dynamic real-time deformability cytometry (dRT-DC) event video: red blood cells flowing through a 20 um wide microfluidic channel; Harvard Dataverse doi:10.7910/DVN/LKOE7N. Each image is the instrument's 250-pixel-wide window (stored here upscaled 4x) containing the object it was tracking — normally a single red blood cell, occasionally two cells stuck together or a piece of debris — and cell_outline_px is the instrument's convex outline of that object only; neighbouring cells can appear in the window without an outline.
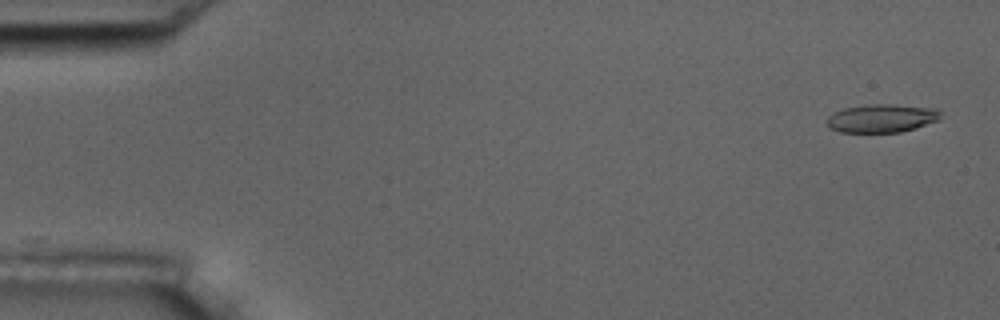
{"species": "common noctule bat (a hibernating species)", "species_latin": "Nyctalus noctula", "temperature_condition": "room temperature", "stored_images_in_passage": 5, "camera_frame_rate_fps": 3000, "um_per_image_px": 0.085, "animal": {"sex": "male", "body_mass_g": 17.5, "forearm_length_mm": 52.3}, "frame": {"image": 1, "passage_image": 1, "time_ms": 0.0, "image_size_px": [1000, 320], "cell_outline_px": [[940, 120], [916, 128], [900, 132], [840, 132], [828, 128], [828, 116], [832, 112], [844, 108], [868, 104], [896, 104], [936, 108], [940, 112]], "centroid_in_image_um": [74.95, 10.04], "position_along_channel_um": 10.0, "area_um2": 18.96}}
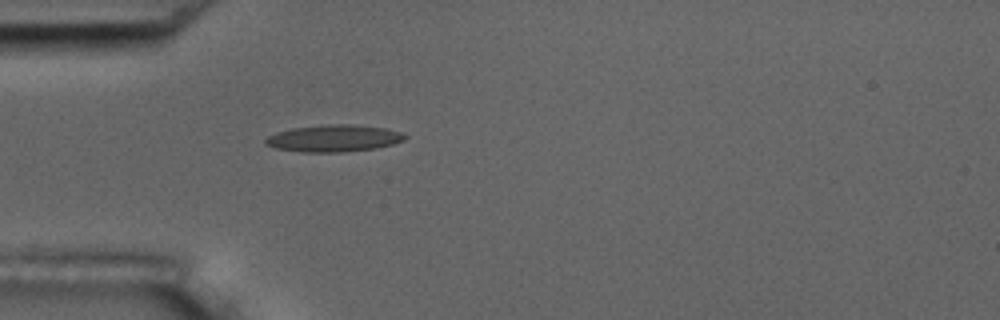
{"frame": {"image": 2, "passage_image": 5, "time_ms": 4.667, "image_size_px": [1000, 320], "cell_outline_px": [[408, 136], [404, 140], [392, 144], [376, 148], [344, 152], [304, 152], [276, 148], [264, 144], [264, 140], [268, 136], [276, 132], [292, 128], [328, 124], [352, 124], [388, 128], [400, 132]], "centroid_in_image_um": [28.38, 11.75], "position_along_channel_um": 56.6, "area_um2": 21.96}}